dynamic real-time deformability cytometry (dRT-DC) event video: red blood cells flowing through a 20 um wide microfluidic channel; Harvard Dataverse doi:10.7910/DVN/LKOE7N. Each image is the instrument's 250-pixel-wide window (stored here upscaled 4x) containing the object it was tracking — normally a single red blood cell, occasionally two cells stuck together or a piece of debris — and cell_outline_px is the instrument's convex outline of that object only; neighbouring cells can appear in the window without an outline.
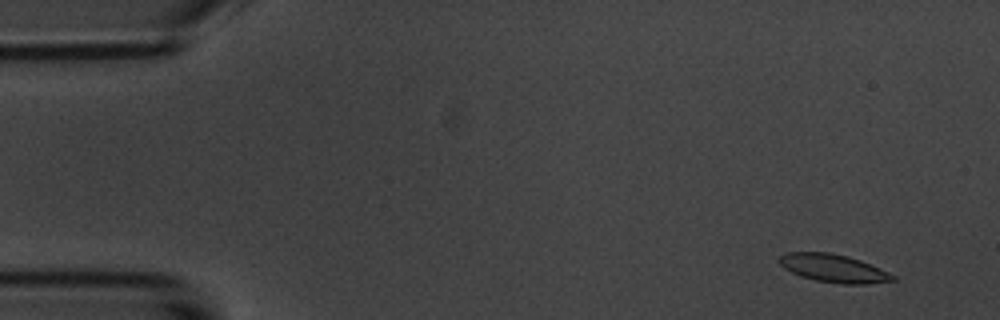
{"species": "common noctule bat (a hibernating species)", "species_latin": "Nyctalus noctula", "temperature_condition": "room temperature", "stored_images_in_passage": 7, "camera_frame_rate_fps": 3000, "um_per_image_px": 0.085, "animal": {"sex": "male", "body_mass_g": 20.1, "forearm_length_mm": 53.5}, "frame": {"image": 1, "passage_image": 1, "time_ms": 0.0, "image_size_px": [1000, 320], "cell_outline_px": [[896, 280], [864, 284], [844, 284], [816, 280], [800, 276], [784, 268], [776, 260], [780, 256], [788, 252], [828, 252], [848, 256], [860, 260], [880, 268], [896, 276]], "centroid_in_image_um": [70.84, 22.8], "position_along_channel_um": 14.2, "area_um2": 18.5}}
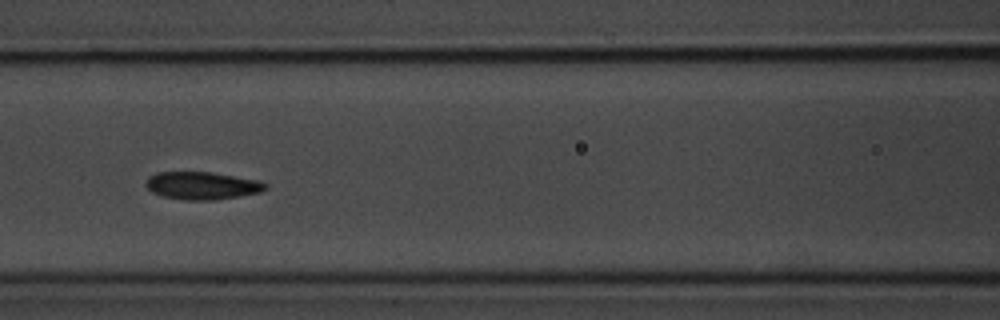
{"frame": {"image": 2, "passage_image": 6, "time_ms": 6.667, "image_size_px": [1000, 320], "cell_outline_px": [[268, 188], [260, 192], [240, 196], [216, 200], [184, 200], [164, 196], [152, 192], [144, 184], [148, 176], [156, 172], [212, 172], [256, 180], [268, 184]], "centroid_in_image_um": [17.16, 15.78], "position_along_channel_um": 149.4, "area_um2": 19.31}}
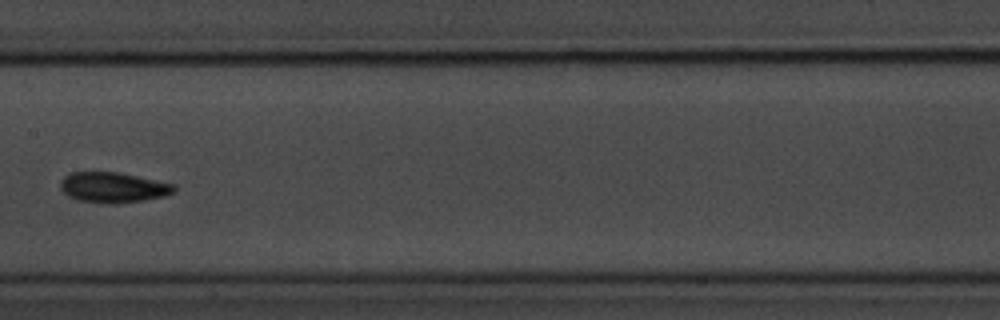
{"frame": {"image": 3, "passage_image": 7, "time_ms": 8.0, "image_size_px": [1000, 320], "cell_outline_px": [[176, 188], [172, 192], [164, 196], [144, 200], [112, 204], [108, 204], [76, 200], [68, 196], [60, 188], [60, 180], [68, 172], [120, 172], [176, 184]], "centroid_in_image_um": [9.59, 15.92], "position_along_channel_um": 197.8, "area_um2": 20.35}}